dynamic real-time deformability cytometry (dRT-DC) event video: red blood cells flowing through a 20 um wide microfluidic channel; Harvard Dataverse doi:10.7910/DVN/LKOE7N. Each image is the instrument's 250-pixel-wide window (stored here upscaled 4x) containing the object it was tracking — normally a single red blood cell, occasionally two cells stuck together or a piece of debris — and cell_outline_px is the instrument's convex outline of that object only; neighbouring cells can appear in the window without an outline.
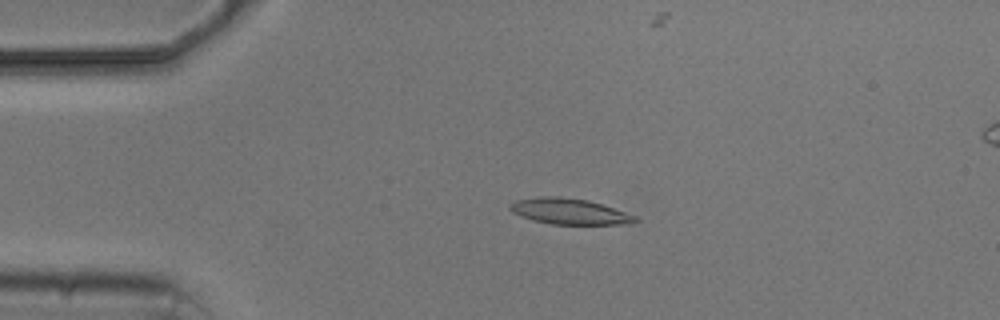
{"species": "common noctule bat (a hibernating species)", "species_latin": "Nyctalus noctula", "temperature_condition": "cold", "stored_images_in_passage": 5, "camera_frame_rate_fps": 3000, "um_per_image_px": 0.085, "animal": {"sex": "male", "body_mass_g": 20.5, "forearm_length_mm": 52.5}, "frame": {"image": 1, "passage_image": 3, "time_ms": 2.333, "image_size_px": [1000, 320], "cell_outline_px": [[640, 220], [632, 224], [552, 224], [532, 220], [520, 216], [512, 212], [508, 208], [508, 204], [516, 200], [540, 196], [556, 196], [588, 200], [636, 216]], "centroid_in_image_um": [48.36, 17.97], "position_along_channel_um": 36.6, "area_um2": 18.84}}